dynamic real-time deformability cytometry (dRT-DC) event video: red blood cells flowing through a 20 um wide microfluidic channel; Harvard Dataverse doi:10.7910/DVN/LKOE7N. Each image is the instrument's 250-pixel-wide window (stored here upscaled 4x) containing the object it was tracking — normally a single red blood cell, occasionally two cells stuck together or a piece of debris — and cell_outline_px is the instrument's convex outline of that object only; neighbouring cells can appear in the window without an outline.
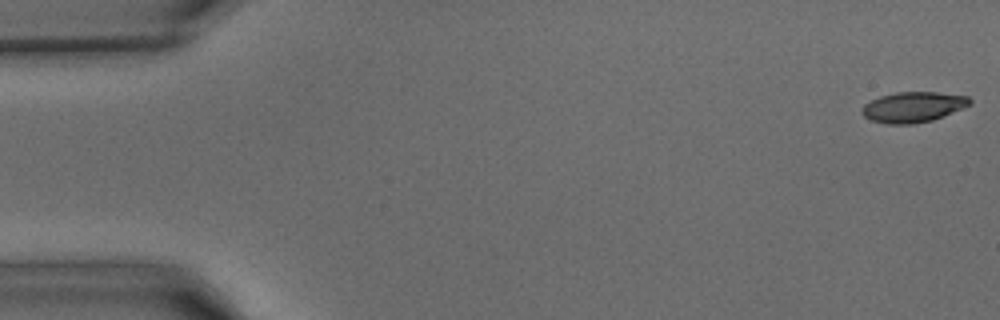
{"species": "common noctule bat (a hibernating species)", "species_latin": "Nyctalus noctula", "temperature_condition": "warm", "stored_images_in_passage": 42, "camera_frame_rate_fps": 3000, "um_per_image_px": 0.085, "animal": {"sex": "male", "body_mass_g": 15.6}, "frame": {"image": 1, "passage_image": 1, "time_ms": 0.0, "image_size_px": [1000, 320], "cell_outline_px": [[972, 104], [932, 120], [912, 124], [888, 124], [872, 120], [864, 116], [860, 112], [860, 108], [864, 104], [880, 96], [896, 92], [936, 92], [968, 96], [972, 100]], "centroid_in_image_um": [77.6, 9.09], "position_along_channel_um": 7.4, "area_um2": 19.07}}
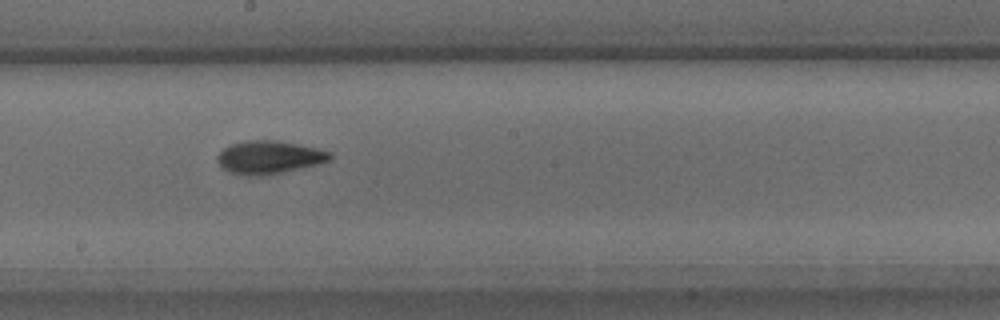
{"frame": {"image": 2, "passage_image": 23, "time_ms": 7.333, "image_size_px": [1000, 320], "cell_outline_px": [[332, 160], [320, 164], [284, 172], [264, 176], [240, 176], [228, 172], [216, 160], [216, 156], [224, 148], [232, 144], [244, 140], [276, 140], [316, 148], [332, 152]], "centroid_in_image_um": [22.88, 13.39], "position_along_channel_um": 225.3, "area_um2": 22.02}}
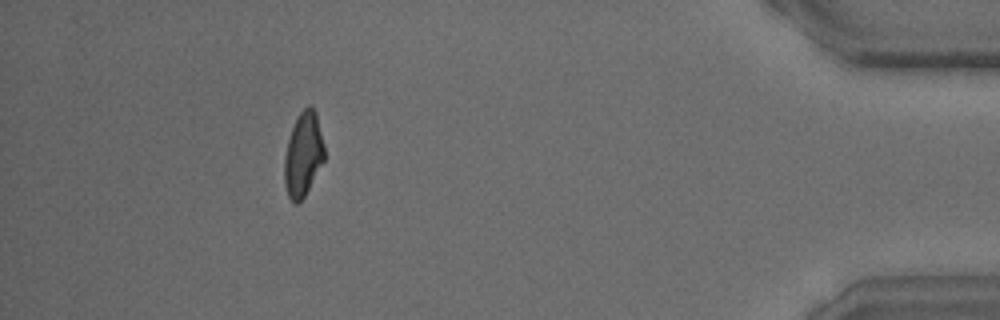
{"frame": {"image": 3, "passage_image": 38, "time_ms": 12.333, "image_size_px": [1000, 320], "cell_outline_px": [[324, 160], [304, 196], [296, 204], [288, 196], [284, 184], [284, 156], [288, 140], [292, 128], [300, 112], [308, 104], [312, 104], [316, 112], [324, 144]], "centroid_in_image_um": [25.77, 13.09], "position_along_channel_um": 409.4, "area_um2": 19.48}}